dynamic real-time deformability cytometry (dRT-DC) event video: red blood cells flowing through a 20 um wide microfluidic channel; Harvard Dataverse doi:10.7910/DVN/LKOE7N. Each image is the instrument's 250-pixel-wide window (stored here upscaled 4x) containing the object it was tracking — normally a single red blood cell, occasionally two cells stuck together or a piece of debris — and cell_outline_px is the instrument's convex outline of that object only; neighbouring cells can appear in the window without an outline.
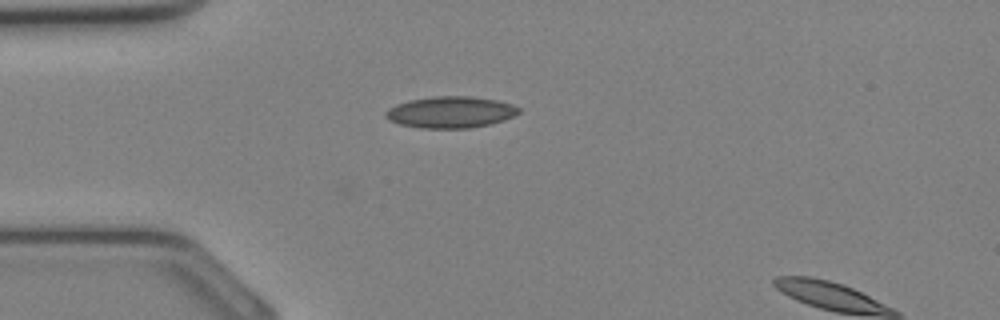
{"species": "Egyptian fruit bat (a non-hibernating species)", "species_latin": "Rousettus aegyptiacus", "temperature_condition": "cold", "stored_images_in_passage": 3, "camera_frame_rate_fps": 3000, "um_per_image_px": 0.085, "animal": {"sex": "female"}, "frame": {"image": 1, "passage_image": 1, "time_ms": 0.0, "image_size_px": [1000, 320], "cell_outline_px": [[520, 112], [504, 120], [472, 128], [420, 128], [400, 124], [388, 120], [384, 116], [384, 112], [388, 108], [396, 104], [408, 100], [432, 96], [472, 96], [496, 100], [512, 104], [520, 108]], "centroid_in_image_um": [38.26, 9.53], "position_along_channel_um": 46.7, "area_um2": 24.57}}